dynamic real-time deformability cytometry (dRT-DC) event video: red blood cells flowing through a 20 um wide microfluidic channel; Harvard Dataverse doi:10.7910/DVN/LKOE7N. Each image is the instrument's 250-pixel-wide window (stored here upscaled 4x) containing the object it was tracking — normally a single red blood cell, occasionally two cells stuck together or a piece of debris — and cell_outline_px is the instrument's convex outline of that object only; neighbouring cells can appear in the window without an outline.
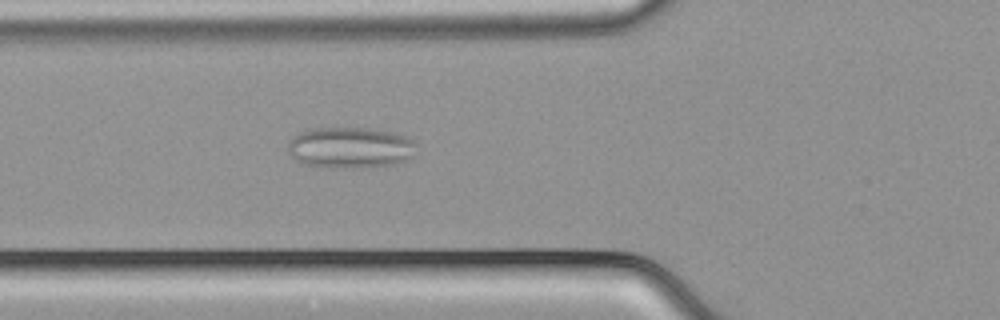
{"species": "common noctule bat (a hibernating species)", "species_latin": "Nyctalus noctula", "temperature_condition": "cold", "stored_images_in_passage": 37, "camera_frame_rate_fps": 3000, "um_per_image_px": 0.085, "animal": {"sex": "male", "body_mass_g": 21.5, "forearm_length_mm": 52.0}, "frame": {"image": 1, "passage_image": 3, "time_ms": 0.667, "image_size_px": [1000, 320], "cell_outline_px": [[416, 144], [412, 156], [408, 160], [396, 164], [364, 168], [336, 168], [304, 164], [296, 160], [288, 152], [288, 144], [300, 132], [312, 128], [368, 128], [392, 132], [404, 136], [412, 140]], "centroid_in_image_um": [29.79, 12.56], "position_along_channel_um": 96.0, "area_um2": 30.81}}
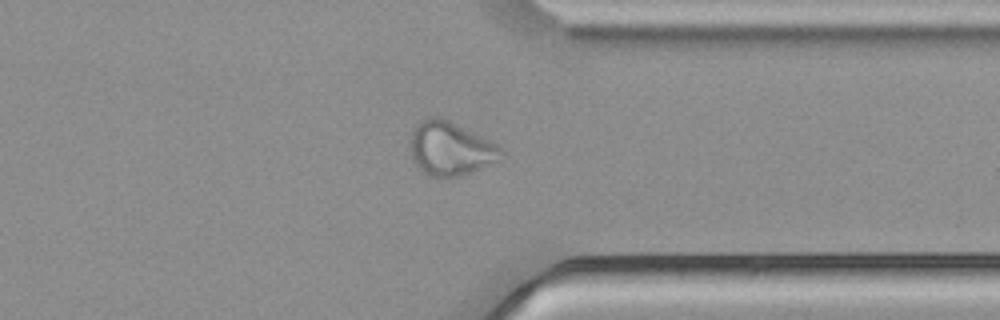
{"frame": {"image": 2, "passage_image": 25, "time_ms": 8.0, "image_size_px": [1000, 320], "cell_outline_px": [[504, 152], [496, 160], [480, 168], [456, 176], [436, 180], [428, 176], [412, 160], [412, 132], [416, 124], [424, 116], [436, 116], [448, 120], [504, 148]], "centroid_in_image_um": [38.24, 12.63], "position_along_channel_um": 373.2, "area_um2": 28.09}}
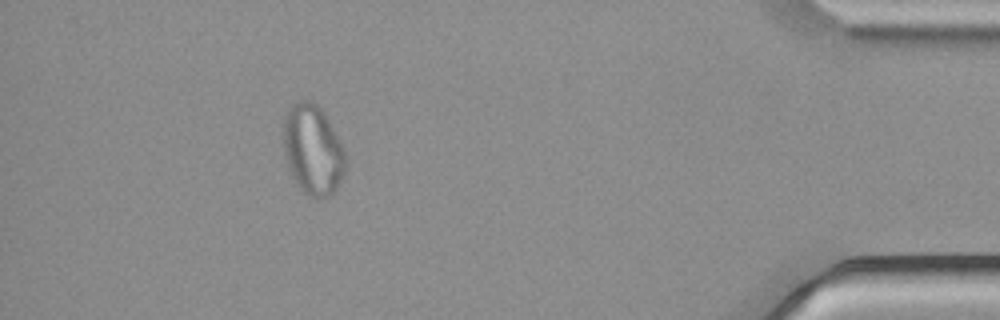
{"frame": {"image": 3, "passage_image": 32, "time_ms": 10.333, "image_size_px": [1000, 320], "cell_outline_px": [[344, 172], [336, 188], [328, 196], [316, 200], [308, 196], [296, 184], [288, 168], [284, 152], [284, 116], [288, 108], [292, 104], [300, 100], [312, 100], [320, 108], [328, 120], [344, 148]], "centroid_in_image_um": [26.56, 12.74], "position_along_channel_um": 408.6, "area_um2": 32.43}}